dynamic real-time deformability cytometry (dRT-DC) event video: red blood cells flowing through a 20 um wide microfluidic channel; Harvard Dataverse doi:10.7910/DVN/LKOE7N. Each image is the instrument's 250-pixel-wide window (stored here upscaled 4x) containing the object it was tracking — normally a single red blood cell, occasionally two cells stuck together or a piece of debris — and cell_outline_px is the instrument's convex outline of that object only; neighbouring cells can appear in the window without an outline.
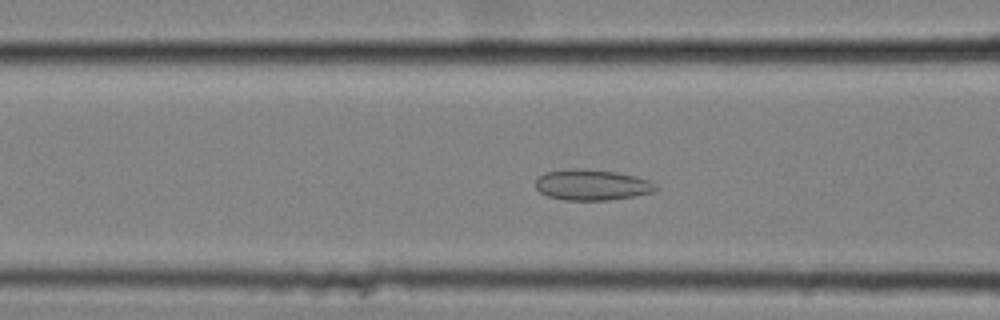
{"species": "common noctule bat (a hibernating species)", "species_latin": "Nyctalus noctula", "temperature_condition": "cold", "stored_images_in_passage": 45, "camera_frame_rate_fps": 3000, "um_per_image_px": 0.085, "animal": {"sex": "female", "body_mass_g": 25.1}, "frame": {"image": 1, "passage_image": 15, "time_ms": 4.667, "image_size_px": [1000, 320], "cell_outline_px": [[656, 188], [652, 192], [632, 196], [608, 200], [564, 200], [548, 196], [540, 192], [536, 188], [536, 180], [544, 172], [616, 172], [636, 176], [648, 180]], "centroid_in_image_um": [50.31, 15.77], "position_along_channel_um": 116.3, "area_um2": 20.17}}
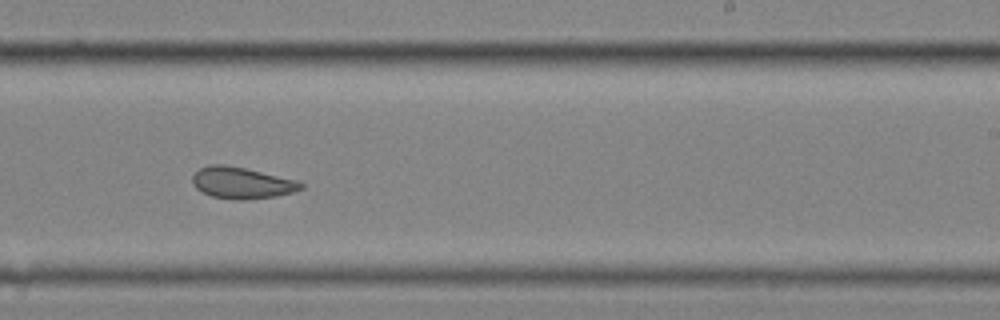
{"frame": {"image": 2, "passage_image": 28, "time_ms": 9.0, "image_size_px": [1000, 320], "cell_outline_px": [[304, 188], [292, 192], [276, 196], [244, 200], [232, 200], [212, 196], [196, 188], [192, 180], [192, 176], [200, 168], [208, 164], [220, 164], [244, 168], [296, 180], [304, 184]], "centroid_in_image_um": [20.54, 15.55], "position_along_channel_um": 268.5, "area_um2": 19.71}}
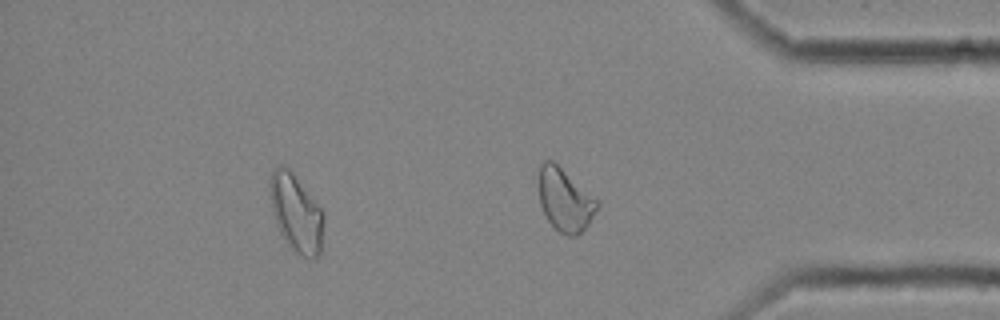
{"frame": {"image": 3, "passage_image": 39, "time_ms": 12.667, "image_size_px": [1000, 320], "cell_outline_px": [[324, 220], [320, 252], [312, 260], [288, 248], [276, 224], [272, 212], [268, 184], [268, 180], [272, 172], [280, 164], [288, 168], [292, 172], [324, 212]], "centroid_in_image_um": [25.14, 18.12], "position_along_channel_um": 410.1, "area_um2": 24.45}, "authors_computed_cell_mechanics": {"area_um2": 21.675, "velocity_mm_per_s": 3.5152, "shape_relaxation_time_tau1_ms": null, "shape_relaxation_time_tau2_ms": 1.9442, "deformation_change_tau1": null, "deformation_change_tau2": 0.0855}}